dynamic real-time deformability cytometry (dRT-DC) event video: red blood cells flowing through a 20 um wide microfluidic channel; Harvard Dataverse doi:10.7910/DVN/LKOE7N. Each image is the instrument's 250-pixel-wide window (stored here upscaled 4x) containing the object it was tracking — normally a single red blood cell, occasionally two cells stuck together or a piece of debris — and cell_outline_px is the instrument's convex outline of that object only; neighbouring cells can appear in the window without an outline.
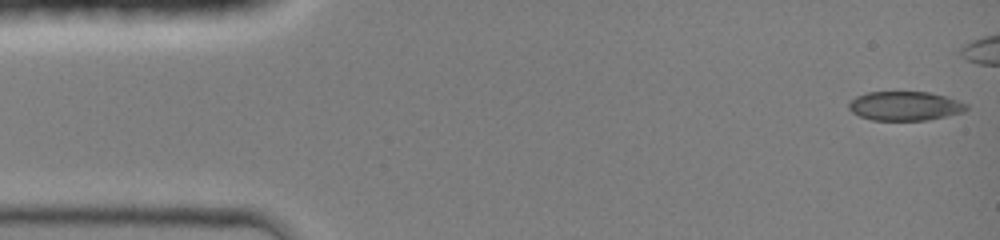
{"species": "common noctule bat (a hibernating species)", "species_latin": "Nyctalus noctula", "temperature_condition": "room temperature", "stored_images_in_passage": 38, "camera_frame_rate_fps": 3000, "um_per_image_px": 0.085, "animal": {"sex": "female", "body_mass_g": 19.0, "forearm_length_mm": 51.5}, "frame": {"image": 1, "passage_image": 1, "time_ms": 0.0, "image_size_px": [1000, 240], "cell_outline_px": [[968, 108], [964, 112], [928, 120], [872, 120], [860, 116], [852, 112], [848, 108], [848, 104], [856, 96], [868, 92], [928, 92], [944, 96], [968, 104]], "centroid_in_image_um": [76.92, 9.01], "position_along_channel_um": 8.1, "area_um2": 19.88}}
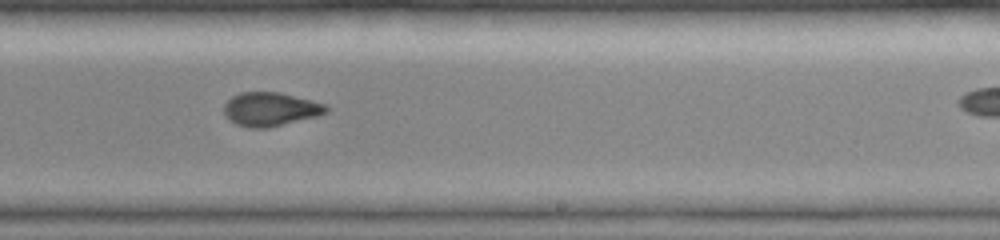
{"frame": {"image": 2, "passage_image": 27, "time_ms": 8.667, "image_size_px": [1000, 240], "cell_outline_px": [[328, 112], [316, 116], [268, 128], [252, 128], [236, 124], [224, 112], [224, 104], [232, 96], [240, 92], [280, 92], [312, 100], [324, 104], [328, 108]], "centroid_in_image_um": [22.99, 9.27], "position_along_channel_um": 266.0, "area_um2": 19.88}}
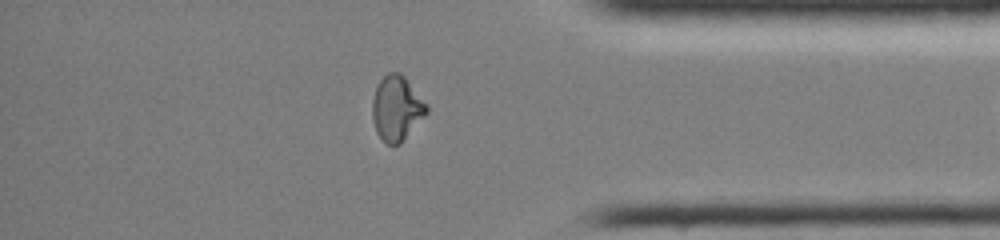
{"frame": {"image": 3, "passage_image": 37, "time_ms": 12.0, "image_size_px": [1000, 240], "cell_outline_px": [[428, 112], [400, 144], [388, 144], [376, 132], [372, 120], [372, 100], [376, 88], [380, 80], [388, 72], [400, 72], [404, 76], [428, 104]], "centroid_in_image_um": [33.72, 9.19], "position_along_channel_um": 401.5, "area_um2": 20.46}}